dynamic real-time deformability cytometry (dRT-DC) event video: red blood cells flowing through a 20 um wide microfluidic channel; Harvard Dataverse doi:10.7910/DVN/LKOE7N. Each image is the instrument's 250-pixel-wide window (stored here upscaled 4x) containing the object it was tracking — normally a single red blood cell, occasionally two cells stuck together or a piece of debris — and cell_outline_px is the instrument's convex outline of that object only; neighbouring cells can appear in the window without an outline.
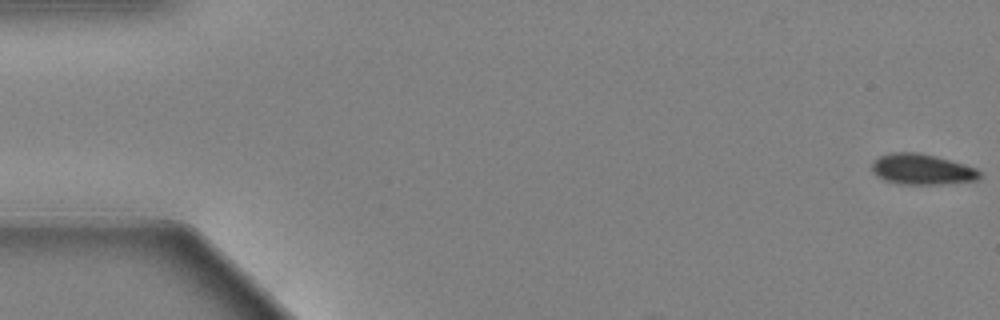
{"species": "Egyptian fruit bat (a non-hibernating species)", "species_latin": "Rousettus aegyptiacus", "temperature_condition": "warm", "stored_images_in_passage": 59, "camera_frame_rate_fps": 3000, "um_per_image_px": 0.085, "animal": {"sex": "female"}, "frame": {"image": 1, "passage_image": 1, "time_ms": 0.0, "image_size_px": [1000, 320], "cell_outline_px": [[980, 176], [976, 180], [936, 184], [904, 184], [888, 180], [872, 172], [872, 160], [888, 152], [920, 152], [936, 156], [964, 164], [976, 168], [980, 172]], "centroid_in_image_um": [78.35, 14.36], "position_along_channel_um": 6.7, "area_um2": 19.02}}
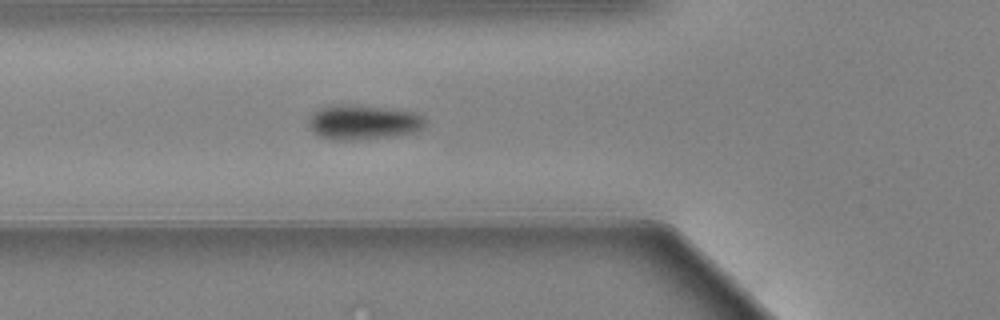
{"frame": {"image": 2, "passage_image": 22, "time_ms": 7.0, "image_size_px": [1000, 320], "cell_outline_px": [[424, 124], [420, 128], [412, 132], [392, 136], [352, 140], [332, 140], [320, 136], [312, 128], [312, 116], [320, 108], [340, 104], [348, 104], [392, 108], [416, 112], [424, 120]], "centroid_in_image_um": [30.91, 10.38], "position_along_channel_um": 94.9, "area_um2": 22.95}}
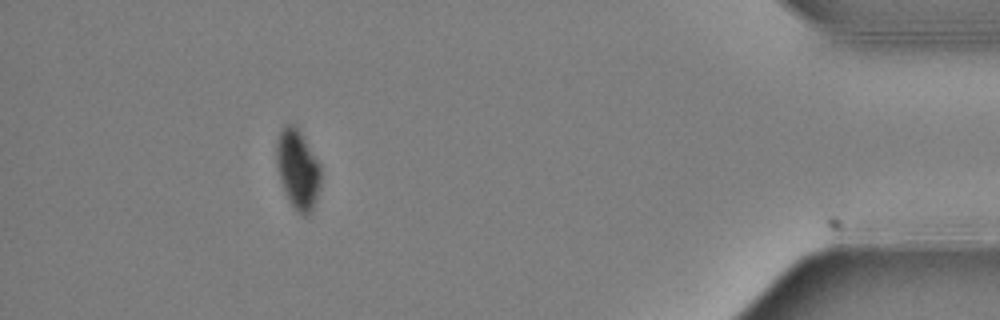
{"frame": {"image": 3, "passage_image": 54, "time_ms": 17.667, "image_size_px": [1000, 320], "cell_outline_px": [[320, 188], [312, 212], [308, 216], [304, 216], [292, 204], [284, 188], [280, 176], [276, 160], [276, 148], [280, 132], [284, 124], [296, 124], [320, 164]], "centroid_in_image_um": [25.34, 14.36], "position_along_channel_um": 409.9, "area_um2": 20.17}, "authors_computed_cell_mechanics": {"area_um2": 20.808, "velocity_mm_per_s": 3.4853, "shape_relaxation_time_tau1_ms": 3.8601, "shape_relaxation_time_tau2_ms": null, "deformation_change_tau1": 0.1018, "deformation_change_tau2": null}}